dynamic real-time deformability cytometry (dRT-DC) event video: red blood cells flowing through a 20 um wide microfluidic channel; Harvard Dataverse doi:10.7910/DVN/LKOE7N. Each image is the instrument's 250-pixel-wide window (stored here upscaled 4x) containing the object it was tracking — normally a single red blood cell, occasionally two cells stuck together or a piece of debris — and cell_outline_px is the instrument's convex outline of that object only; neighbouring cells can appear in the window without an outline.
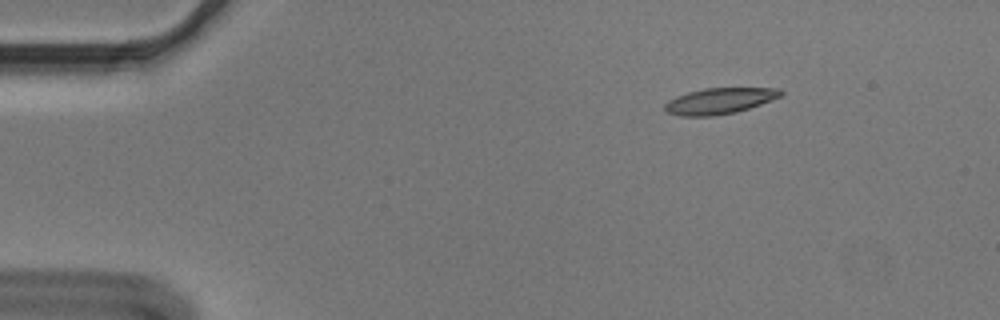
{"species": "Egyptian fruit bat (a non-hibernating species)", "species_latin": "Rousettus aegyptiacus", "temperature_condition": "cold", "stored_images_in_passage": 50, "camera_frame_rate_fps": 3000, "um_per_image_px": 0.085, "animal": {"sex": "male"}, "frame": {"image": 1, "passage_image": 2, "time_ms": 0.333, "image_size_px": [1000, 320], "cell_outline_px": [[784, 92], [780, 96], [760, 104], [736, 112], [712, 116], [680, 116], [664, 112], [664, 104], [668, 100], [676, 96], [688, 92], [704, 88], [780, 88]], "centroid_in_image_um": [61.1, 8.58], "position_along_channel_um": 23.9, "area_um2": 17.57}}
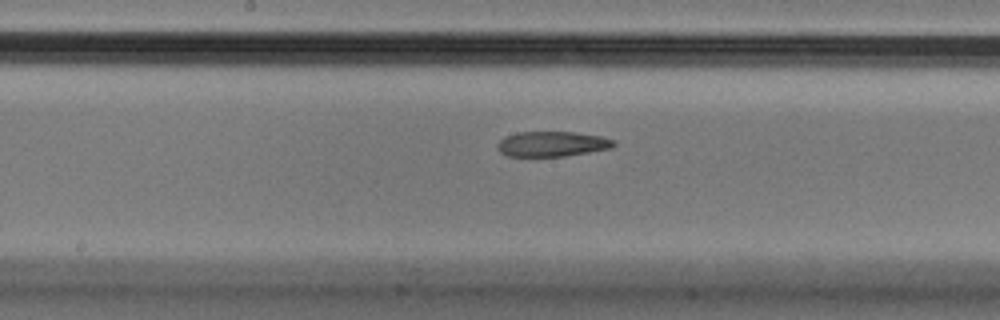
{"frame": {"image": 2, "passage_image": 23, "time_ms": 7.333, "image_size_px": [1000, 320], "cell_outline_px": [[616, 144], [612, 148], [564, 156], [508, 156], [500, 152], [496, 148], [496, 144], [504, 136], [520, 132], [572, 132], [600, 136], [616, 140]], "centroid_in_image_um": [46.91, 12.23], "position_along_channel_um": 201.3, "area_um2": 17.05}}
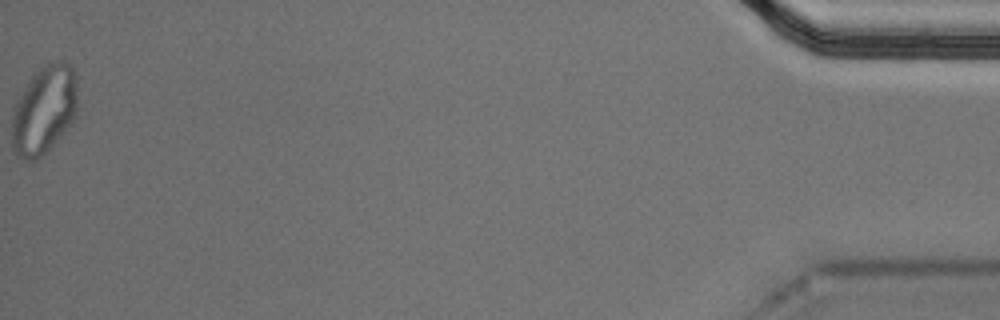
{"frame": {"image": 3, "passage_image": 50, "time_ms": 16.333, "image_size_px": [1000, 320], "cell_outline_px": [[76, 112], [72, 124], [48, 152], [32, 164], [16, 156], [12, 148], [12, 116], [16, 100], [32, 76], [44, 64], [60, 60], [68, 64], [76, 72]], "centroid_in_image_um": [3.74, 9.42], "position_along_channel_um": 431.5, "area_um2": 34.45}, "authors_computed_cell_mechanics": {"area_um2": 18.5538, "velocity_mm_per_s": 3.6071, "shape_relaxation_time_tau1_ms": null, "shape_relaxation_time_tau2_ms": 5.685, "deformation_change_tau1": null, "deformation_change_tau2": 0.1268}}